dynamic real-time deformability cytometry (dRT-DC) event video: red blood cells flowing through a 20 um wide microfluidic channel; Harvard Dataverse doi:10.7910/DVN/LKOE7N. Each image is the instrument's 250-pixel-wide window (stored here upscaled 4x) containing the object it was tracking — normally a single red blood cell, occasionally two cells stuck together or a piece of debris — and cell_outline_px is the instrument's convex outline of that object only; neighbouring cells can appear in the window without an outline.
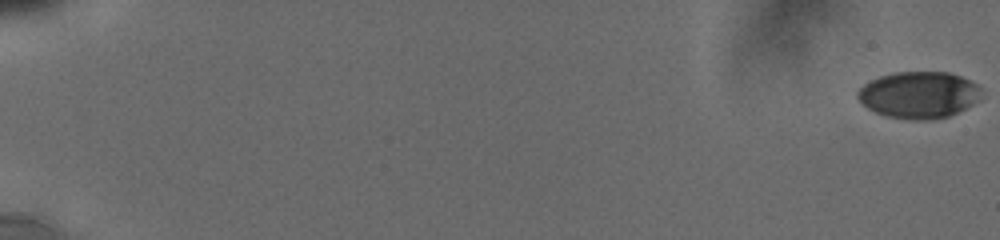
{"species": "human", "species_latin": "Homo sapiens", "temperature_condition": "cold", "stored_images_in_passage": 85, "camera_frame_rate_fps": 3000, "um_per_image_px": 0.085, "donor": {"sex": "male"}, "frame": {"image": 1, "passage_image": 1, "time_ms": 0.0, "image_size_px": [1000, 240], "cell_outline_px": [[980, 100], [948, 116], [932, 120], [912, 120], [888, 116], [876, 112], [860, 104], [856, 96], [856, 92], [864, 84], [880, 76], [892, 72], [948, 72], [960, 76], [976, 84], [980, 88]], "centroid_in_image_um": [78.07, 8.06], "position_along_channel_um": 6.9, "area_um2": 33.64}}
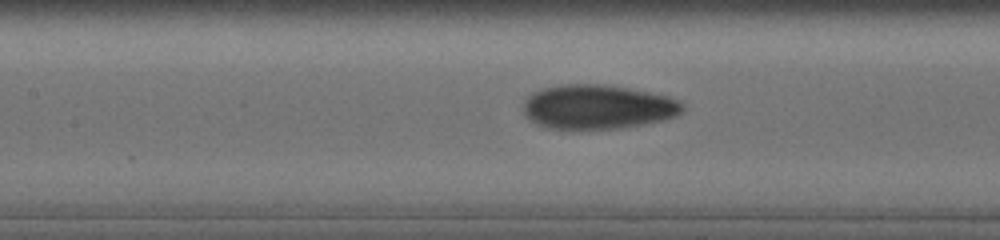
{"frame": {"image": 2, "passage_image": 55, "time_ms": 9.667, "image_size_px": [1000, 240], "cell_outline_px": [[684, 108], [676, 116], [664, 120], [644, 124], [620, 128], [544, 128], [528, 120], [524, 116], [524, 100], [532, 92], [544, 88], [560, 84], [604, 84], [628, 88], [668, 96], [680, 100], [684, 104]], "centroid_in_image_um": [50.79, 9.08], "position_along_channel_um": 156.6, "area_um2": 41.27}}
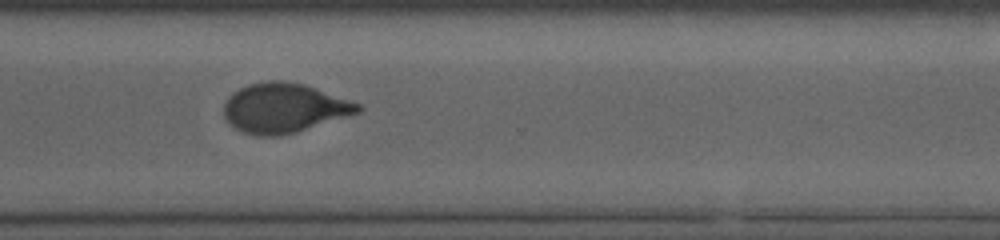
{"frame": {"image": 3, "passage_image": 84, "time_ms": 14.667, "image_size_px": [1000, 240], "cell_outline_px": [[364, 108], [360, 112], [296, 132], [276, 136], [256, 136], [244, 132], [236, 128], [224, 116], [224, 104], [228, 96], [232, 92], [248, 84], [268, 80], [284, 80], [304, 84], [360, 104]], "centroid_in_image_um": [24.13, 9.17], "position_along_channel_um": 346.5, "area_um2": 38.49}}